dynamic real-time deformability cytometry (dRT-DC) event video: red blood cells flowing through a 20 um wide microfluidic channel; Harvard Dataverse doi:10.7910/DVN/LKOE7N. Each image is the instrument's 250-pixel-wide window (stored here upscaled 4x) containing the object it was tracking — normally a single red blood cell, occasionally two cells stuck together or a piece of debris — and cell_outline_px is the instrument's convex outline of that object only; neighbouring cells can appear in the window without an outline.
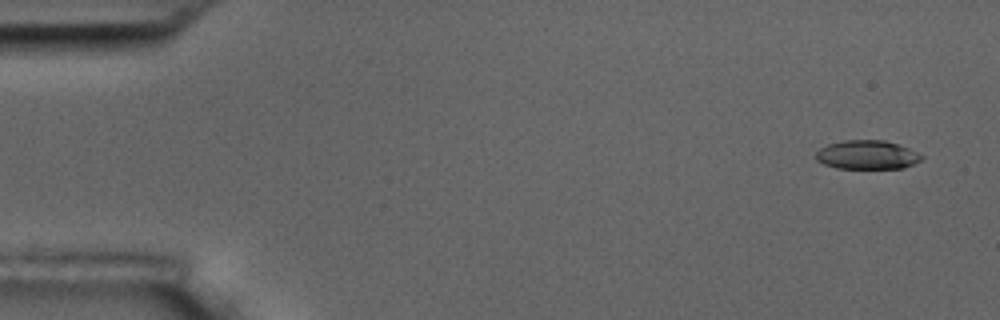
{"species": "common noctule bat (a hibernating species)", "species_latin": "Nyctalus noctula", "temperature_condition": "room temperature", "stored_images_in_passage": 4, "camera_frame_rate_fps": 3000, "um_per_image_px": 0.085, "animal": {"sex": "male", "body_mass_g": 17.5, "forearm_length_mm": 52.3}, "frame": {"image": 1, "passage_image": 1, "time_ms": 0.0, "image_size_px": [1000, 320], "cell_outline_px": [[924, 156], [920, 160], [904, 168], [836, 168], [824, 164], [816, 160], [816, 152], [820, 148], [828, 144], [844, 140], [884, 140], [908, 148]], "centroid_in_image_um": [73.67, 13.16], "position_along_channel_um": 11.3, "area_um2": 17.63}}
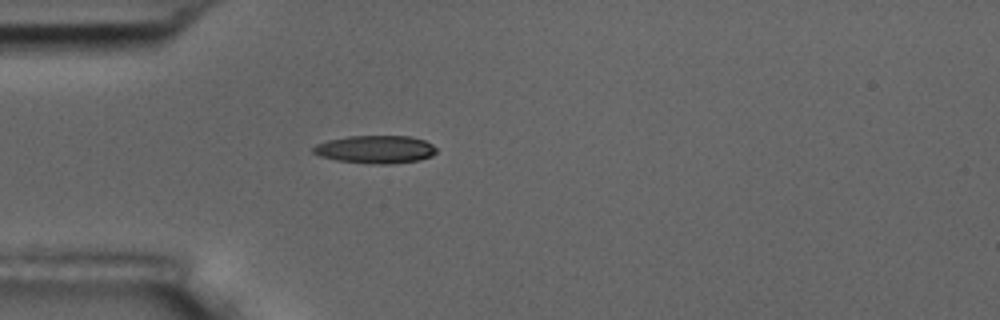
{"frame": {"image": 2, "passage_image": 4, "time_ms": 4.333, "image_size_px": [1000, 320], "cell_outline_px": [[436, 152], [432, 156], [416, 160], [392, 164], [372, 164], [336, 160], [320, 156], [312, 152], [312, 148], [316, 144], [328, 140], [348, 136], [412, 136], [424, 140], [432, 144], [436, 148]], "centroid_in_image_um": [31.91, 12.69], "position_along_channel_um": 53.1, "area_um2": 20.06}}